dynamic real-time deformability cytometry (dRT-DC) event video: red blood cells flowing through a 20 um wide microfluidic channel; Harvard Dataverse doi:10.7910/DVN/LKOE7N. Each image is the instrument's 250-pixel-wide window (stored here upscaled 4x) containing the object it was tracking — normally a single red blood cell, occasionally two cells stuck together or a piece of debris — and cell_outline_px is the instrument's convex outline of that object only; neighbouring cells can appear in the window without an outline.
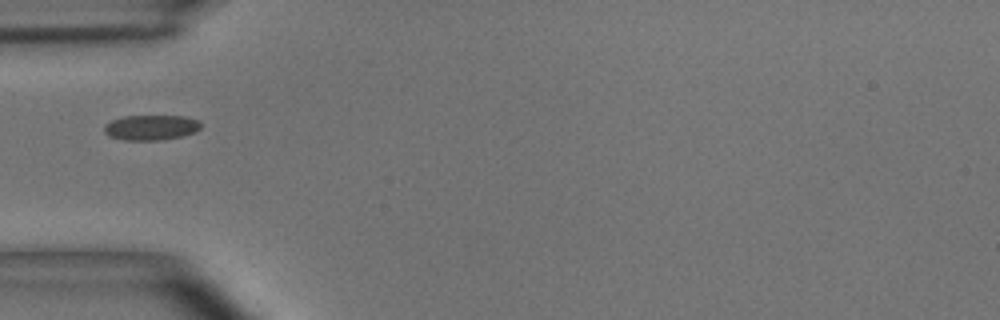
{"species": "common noctule bat (a hibernating species)", "species_latin": "Nyctalus noctula", "temperature_condition": "room temperature", "stored_images_in_passage": 18, "camera_frame_rate_fps": 3000, "um_per_image_px": 0.085, "animal": {"sex": "male", "body_mass_g": 15.6}, "frame": {"image": 1, "passage_image": 1, "time_ms": 0.0, "image_size_px": [1000, 320], "cell_outline_px": [[204, 124], [196, 132], [184, 136], [160, 140], [124, 140], [108, 136], [104, 132], [104, 124], [112, 120], [124, 116], [184, 116], [200, 120]], "centroid_in_image_um": [12.88, 10.84], "position_along_channel_um": 72.1, "area_um2": 14.45}}